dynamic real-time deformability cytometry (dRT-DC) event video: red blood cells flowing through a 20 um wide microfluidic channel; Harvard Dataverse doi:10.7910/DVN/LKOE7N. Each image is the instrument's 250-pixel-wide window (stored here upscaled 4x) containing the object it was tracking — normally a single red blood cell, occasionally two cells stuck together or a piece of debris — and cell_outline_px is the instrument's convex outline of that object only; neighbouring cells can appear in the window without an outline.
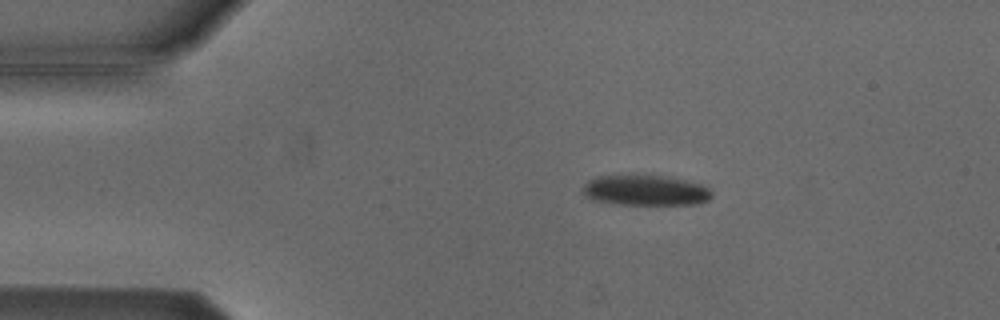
{"species": "Egyptian fruit bat (a non-hibernating species)", "species_latin": "Rousettus aegyptiacus", "temperature_condition": "cold", "stored_images_in_passage": 7, "camera_frame_rate_fps": 3000, "um_per_image_px": 0.085, "animal": {"sex": "male"}, "frame": {"image": 1, "passage_image": 2, "time_ms": 1.333, "image_size_px": [1000, 320], "cell_outline_px": [[712, 196], [708, 200], [700, 204], [620, 204], [596, 200], [588, 196], [580, 188], [588, 180], [596, 176], [664, 176], [684, 180], [700, 184], [708, 188], [712, 192]], "centroid_in_image_um": [54.88, 16.18], "position_along_channel_um": 30.1, "area_um2": 22.48}}
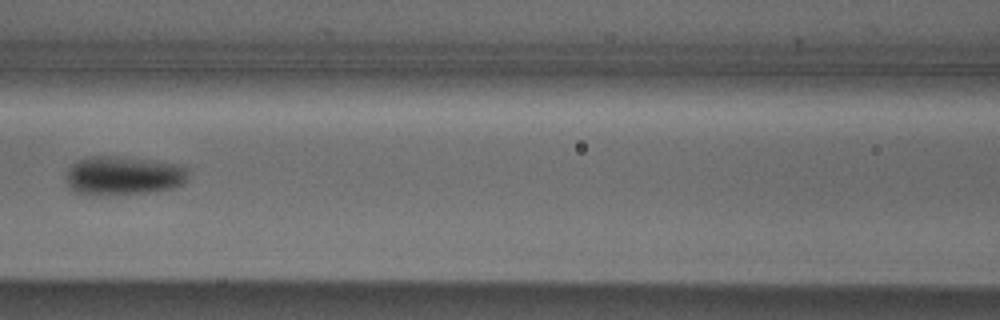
{"frame": {"image": 2, "passage_image": 6, "time_ms": 6.0, "image_size_px": [1000, 320], "cell_outline_px": [[188, 180], [172, 188], [148, 192], [116, 196], [108, 196], [72, 192], [64, 180], [64, 176], [68, 168], [76, 160], [92, 156], [116, 156], [152, 160], [180, 164], [188, 172]], "centroid_in_image_um": [10.42, 14.94], "position_along_channel_um": 156.2, "area_um2": 28.26}}
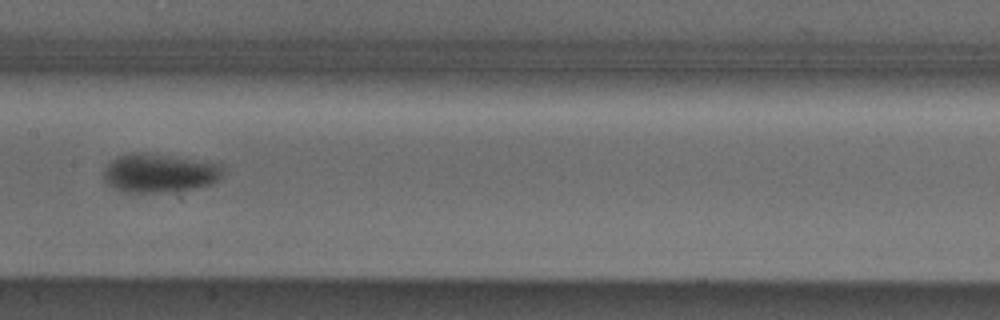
{"frame": {"image": 3, "passage_image": 7, "time_ms": 7.0, "image_size_px": [1000, 320], "cell_outline_px": [[224, 168], [220, 180], [212, 184], [196, 188], [172, 192], [124, 192], [108, 184], [104, 180], [104, 168], [112, 160], [120, 156], [160, 156], [220, 164]], "centroid_in_image_um": [13.6, 14.79], "position_along_channel_um": 193.8, "area_um2": 25.72}}